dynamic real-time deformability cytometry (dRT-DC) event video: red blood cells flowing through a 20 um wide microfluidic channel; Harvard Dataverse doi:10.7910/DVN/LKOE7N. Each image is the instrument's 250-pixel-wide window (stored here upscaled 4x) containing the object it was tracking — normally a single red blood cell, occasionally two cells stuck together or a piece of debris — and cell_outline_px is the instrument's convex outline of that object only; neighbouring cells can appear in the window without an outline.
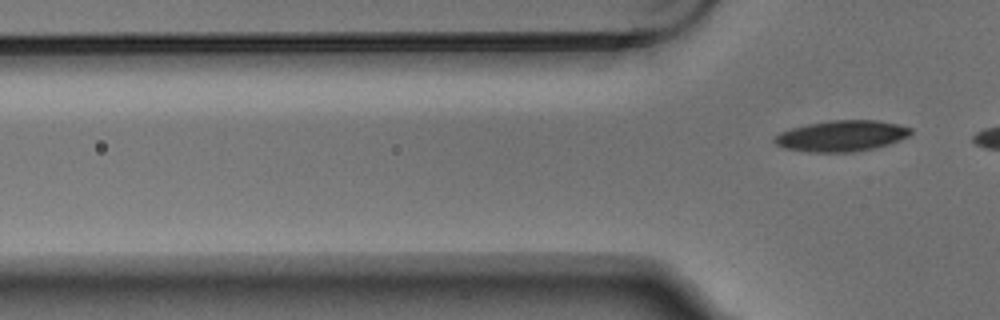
{"species": "Egyptian fruit bat (a non-hibernating species)", "species_latin": "Rousettus aegyptiacus", "temperature_condition": "warm", "stored_images_in_passage": 5, "camera_frame_rate_fps": 3000, "um_per_image_px": 0.085, "animal": {"sex": "male"}, "frame": {"image": 1, "passage_image": 5, "time_ms": 1.333, "image_size_px": [1000, 320], "cell_outline_px": [[912, 132], [908, 136], [900, 140], [876, 148], [852, 152], [808, 152], [784, 148], [776, 144], [772, 140], [780, 132], [792, 128], [808, 124], [832, 120], [876, 120], [896, 124], [912, 128]], "centroid_in_image_um": [71.53, 11.56], "position_along_channel_um": 54.3, "area_um2": 24.51}}